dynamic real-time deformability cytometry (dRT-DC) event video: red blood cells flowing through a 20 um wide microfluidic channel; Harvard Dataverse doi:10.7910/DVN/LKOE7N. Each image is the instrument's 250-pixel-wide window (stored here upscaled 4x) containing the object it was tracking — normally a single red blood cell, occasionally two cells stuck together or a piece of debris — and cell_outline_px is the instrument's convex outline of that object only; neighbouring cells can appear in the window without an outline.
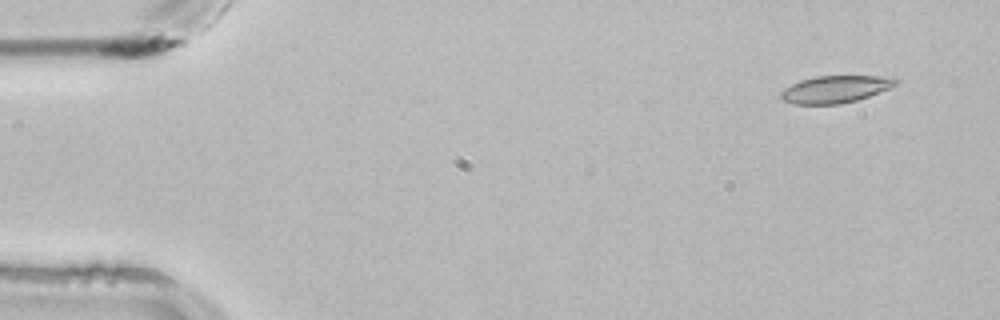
{"species": "common noctule bat (a hibernating species)", "species_latin": "Nyctalus noctula", "temperature_condition": "room temperature", "stored_images_in_passage": 4, "camera_frame_rate_fps": 3000, "um_per_image_px": 0.085, "animal": {"sex": "male", "body_mass_g": 21.5, "forearm_length_mm": 52.0}, "frame": {"image": 1, "passage_image": 1, "time_ms": 0.0, "image_size_px": [1000, 320], "cell_outline_px": [[900, 80], [896, 84], [888, 88], [868, 96], [856, 100], [840, 104], [792, 104], [780, 100], [780, 92], [792, 84], [800, 80], [816, 76], [892, 76]], "centroid_in_image_um": [70.98, 7.58], "position_along_channel_um": 14.0, "area_um2": 18.21}}
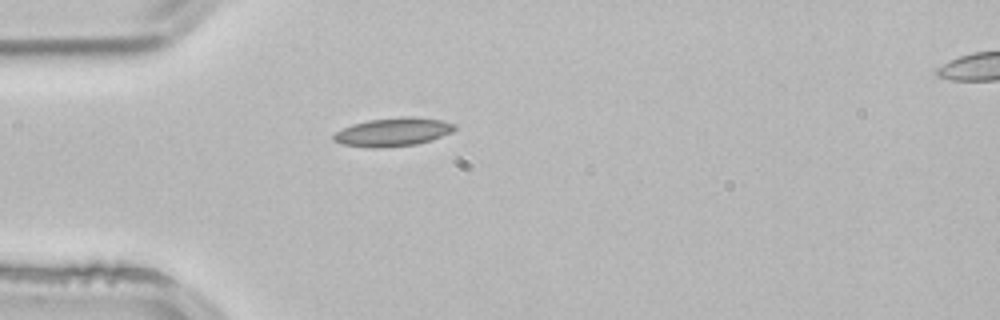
{"frame": {"image": 2, "passage_image": 3, "time_ms": 0.667, "image_size_px": [1000, 320], "cell_outline_px": [[456, 128], [452, 132], [432, 140], [416, 144], [376, 148], [372, 148], [344, 144], [332, 140], [332, 136], [336, 132], [352, 124], [368, 120], [408, 116], [416, 116], [440, 120], [456, 124]], "centroid_in_image_um": [33.43, 11.21], "position_along_channel_um": 51.6, "area_um2": 20.0}}